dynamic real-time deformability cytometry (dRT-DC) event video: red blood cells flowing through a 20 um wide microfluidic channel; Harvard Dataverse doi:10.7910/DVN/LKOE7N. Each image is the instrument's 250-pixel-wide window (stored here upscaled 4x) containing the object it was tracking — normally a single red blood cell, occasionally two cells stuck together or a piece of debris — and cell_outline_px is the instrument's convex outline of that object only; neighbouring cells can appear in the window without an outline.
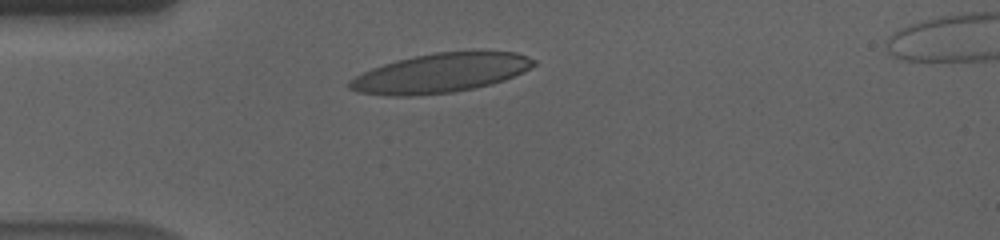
{"species": "human", "species_latin": "Homo sapiens", "temperature_condition": "cold", "stored_images_in_passage": 37, "camera_frame_rate_fps": 3000, "um_per_image_px": 0.085, "donor": {"sex": "male"}, "frame": {"image": 1, "passage_image": 1, "time_ms": 0.0, "image_size_px": [1000, 240], "cell_outline_px": [[536, 64], [524, 72], [504, 80], [492, 84], [452, 92], [412, 96], [388, 96], [356, 92], [348, 88], [348, 80], [372, 68], [396, 60], [436, 52], [516, 52], [536, 60]], "centroid_in_image_um": [37.42, 6.22], "position_along_channel_um": 47.6, "area_um2": 41.91}}
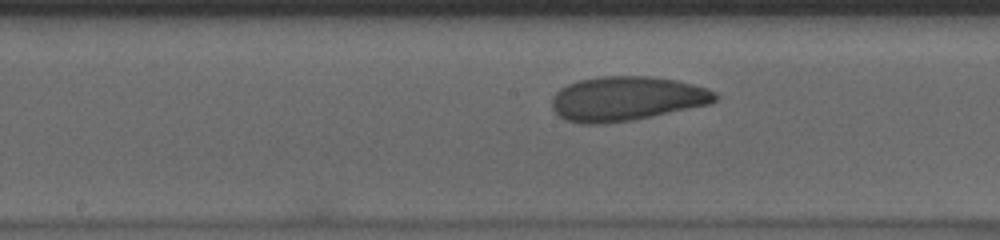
{"frame": {"image": 2, "passage_image": 15, "time_ms": 4.667, "image_size_px": [1000, 240], "cell_outline_px": [[720, 96], [712, 104], [632, 120], [604, 124], [580, 124], [564, 120], [552, 108], [552, 96], [560, 88], [568, 84], [580, 80], [600, 76], [652, 76], [676, 80], [708, 88], [716, 92]], "centroid_in_image_um": [53.27, 8.39], "position_along_channel_um": 194.9, "area_um2": 42.6}}
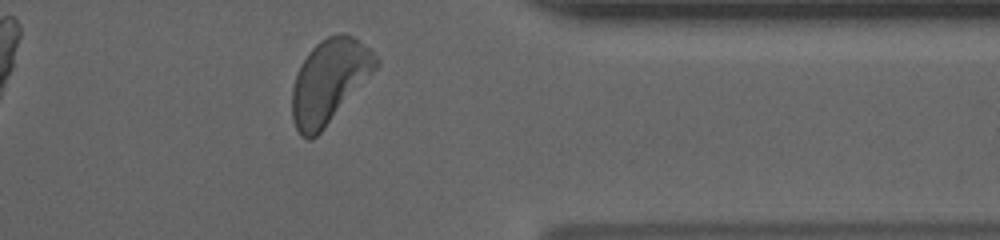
{"frame": {"image": 3, "passage_image": 32, "time_ms": 10.333, "image_size_px": [1000, 240], "cell_outline_px": [[380, 64], [324, 128], [312, 140], [308, 140], [300, 136], [292, 120], [292, 88], [296, 76], [308, 52], [320, 40], [328, 36], [340, 32], [344, 32], [352, 36], [372, 48], [380, 60]], "centroid_in_image_um": [28.0, 6.88], "position_along_channel_um": 383.4, "area_um2": 40.75}, "authors_computed_cell_mechanics": {"area_um2": 41.8472, "velocity_mm_per_s": 3.531, "shape_relaxation_time_tau1_ms": 5.5492, "shape_relaxation_time_tau2_ms": 3.4374, "deformation_change_tau1": 0.1623, "deformation_change_tau2": 0.0989}}